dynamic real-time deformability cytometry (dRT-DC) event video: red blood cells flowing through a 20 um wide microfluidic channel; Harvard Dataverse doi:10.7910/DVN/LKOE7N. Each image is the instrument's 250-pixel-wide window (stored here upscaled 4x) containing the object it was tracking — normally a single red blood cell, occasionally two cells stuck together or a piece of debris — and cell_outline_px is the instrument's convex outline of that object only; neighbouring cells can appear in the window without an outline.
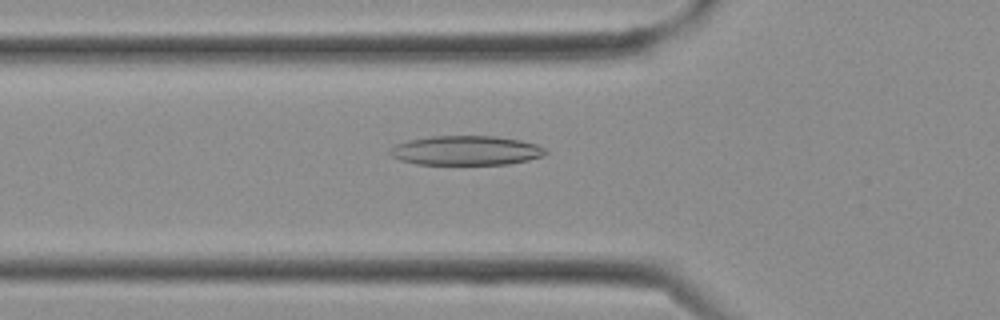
{"species": "Egyptian fruit bat (a non-hibernating species)", "species_latin": "Rousettus aegyptiacus", "temperature_condition": "cold", "stored_images_in_passage": 14, "camera_frame_rate_fps": 3000, "um_per_image_px": 0.085, "frame": {"image": 1, "passage_image": 6, "time_ms": 1.667, "image_size_px": [1000, 320], "cell_outline_px": [[548, 152], [544, 156], [528, 160], [508, 164], [416, 164], [400, 160], [392, 156], [388, 152], [396, 144], [408, 140], [432, 136], [496, 136], [520, 140], [536, 144], [544, 148]], "centroid_in_image_um": [39.62, 12.79], "position_along_channel_um": 86.2, "area_um2": 26.65}}
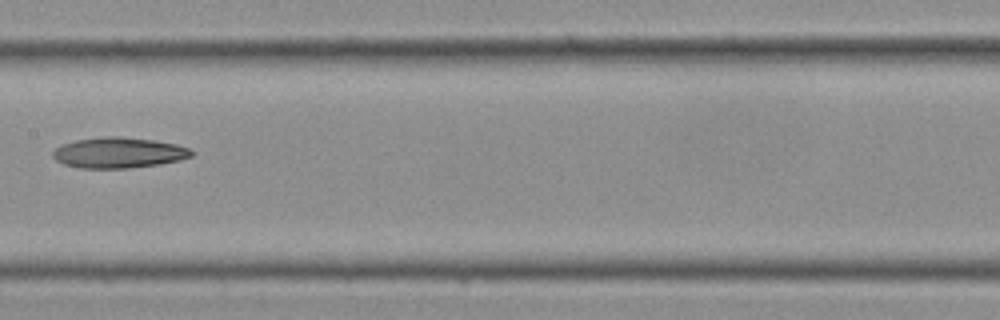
{"frame": {"image": 2, "passage_image": 11, "time_ms": 3.333, "image_size_px": [1000, 320], "cell_outline_px": [[196, 152], [192, 156], [180, 160], [160, 164], [132, 168], [80, 168], [64, 164], [56, 160], [52, 156], [52, 152], [60, 144], [76, 140], [104, 136], [116, 136], [152, 140], [176, 144], [188, 148]], "centroid_in_image_um": [10.08, 12.98], "position_along_channel_um": 197.3, "area_um2": 24.85}}
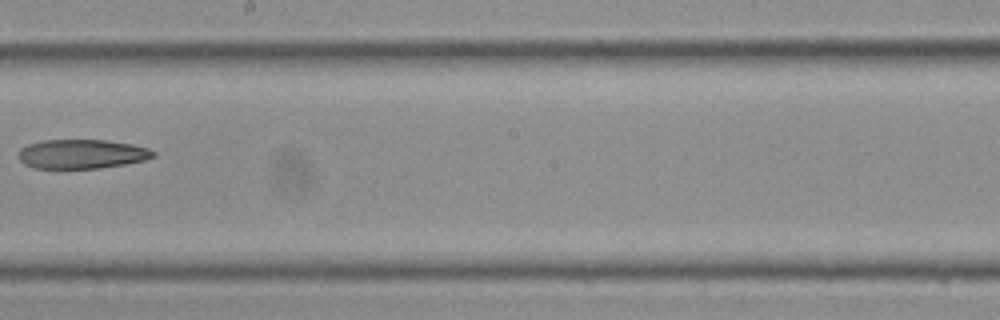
{"frame": {"image": 3, "passage_image": 13, "time_ms": 4.0, "image_size_px": [1000, 320], "cell_outline_px": [[156, 156], [144, 160], [124, 164], [100, 168], [32, 168], [24, 164], [16, 156], [20, 148], [28, 144], [44, 140], [108, 140], [132, 144], [148, 148], [156, 152]], "centroid_in_image_um": [6.93, 13.09], "position_along_channel_um": 241.3, "area_um2": 23.12}}